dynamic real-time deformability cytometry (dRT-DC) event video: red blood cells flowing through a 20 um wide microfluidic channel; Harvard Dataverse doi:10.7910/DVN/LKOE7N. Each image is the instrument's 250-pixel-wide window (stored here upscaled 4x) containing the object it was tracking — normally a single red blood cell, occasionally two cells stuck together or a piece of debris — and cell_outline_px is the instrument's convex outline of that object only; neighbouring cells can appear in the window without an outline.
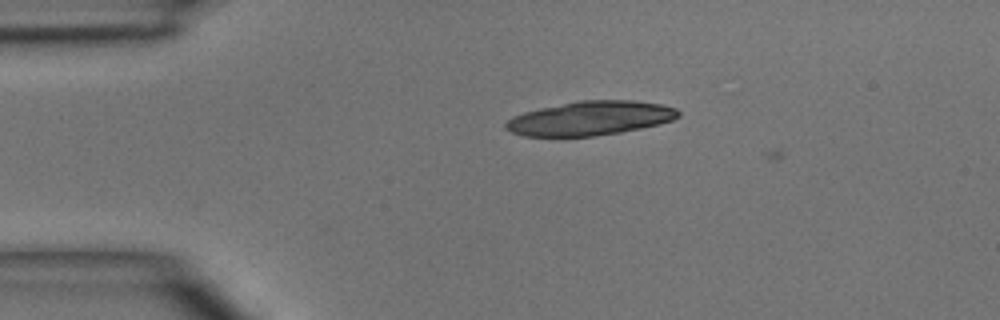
{"species": "common noctule bat (a hibernating species)", "species_latin": "Nyctalus noctula", "temperature_condition": "room temperature", "stored_images_in_passage": 2, "camera_frame_rate_fps": 3000, "um_per_image_px": 0.085, "animal": {"sex": "male", "body_mass_g": 15.6}, "frame": {"image": 1, "passage_image": 1, "time_ms": 0.0, "image_size_px": [1000, 320], "cell_outline_px": [[680, 116], [672, 120], [660, 124], [620, 132], [596, 136], [524, 136], [512, 132], [504, 128], [504, 124], [512, 116], [524, 112], [540, 108], [580, 100], [632, 100], [660, 104], [676, 108], [680, 112]], "centroid_in_image_um": [50.17, 10.05], "position_along_channel_um": 34.8, "area_um2": 34.28}}